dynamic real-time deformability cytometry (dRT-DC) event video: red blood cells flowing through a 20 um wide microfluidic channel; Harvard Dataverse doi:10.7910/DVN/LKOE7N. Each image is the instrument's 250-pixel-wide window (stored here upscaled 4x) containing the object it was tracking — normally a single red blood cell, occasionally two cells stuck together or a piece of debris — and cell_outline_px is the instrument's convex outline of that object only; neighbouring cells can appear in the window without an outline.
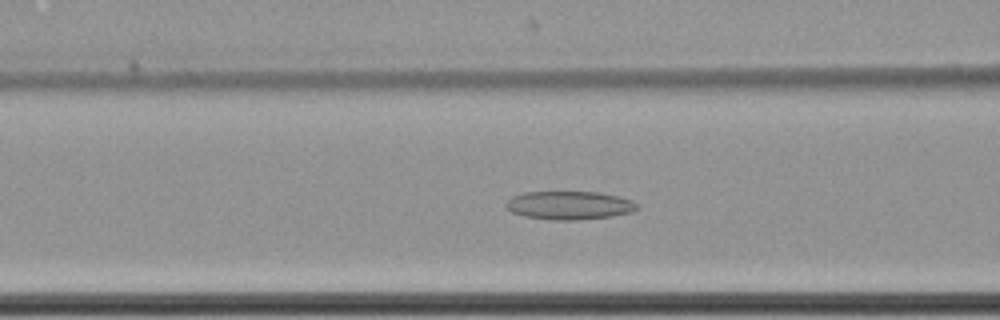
{"species": "common noctule bat (a hibernating species)", "species_latin": "Nyctalus noctula", "temperature_condition": "cold", "stored_images_in_passage": 50, "camera_frame_rate_fps": 3000, "um_per_image_px": 0.085, "animal": {"sex": "female", "body_mass_g": 22.7, "forearm_length_mm": 54.2}, "frame": {"image": 1, "passage_image": 15, "time_ms": 4.667, "image_size_px": [1000, 320], "cell_outline_px": [[640, 208], [632, 212], [612, 216], [576, 220], [552, 220], [524, 216], [512, 212], [504, 204], [512, 196], [524, 192], [600, 192], [620, 196], [632, 200]], "centroid_in_image_um": [48.41, 17.45], "position_along_channel_um": 118.2, "area_um2": 21.79}}
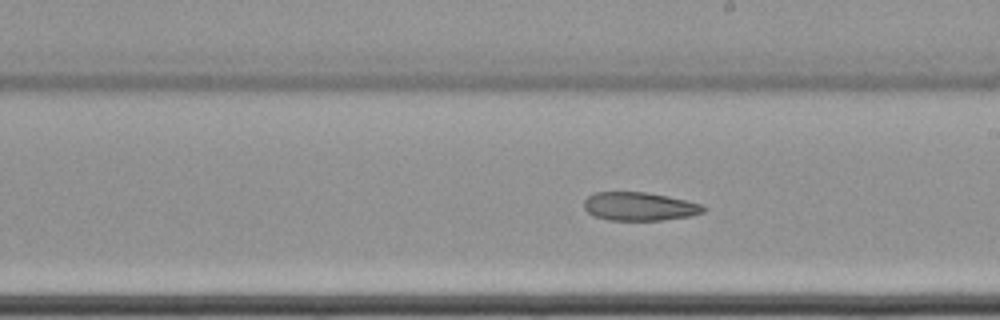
{"frame": {"image": 2, "passage_image": 25, "time_ms": 8.0, "image_size_px": [1000, 320], "cell_outline_px": [[704, 212], [692, 216], [660, 220], [608, 220], [592, 216], [584, 208], [584, 200], [588, 196], [596, 192], [648, 192], [668, 196], [700, 204], [704, 208]], "centroid_in_image_um": [54.31, 17.55], "position_along_channel_um": 234.7, "area_um2": 19.77}}
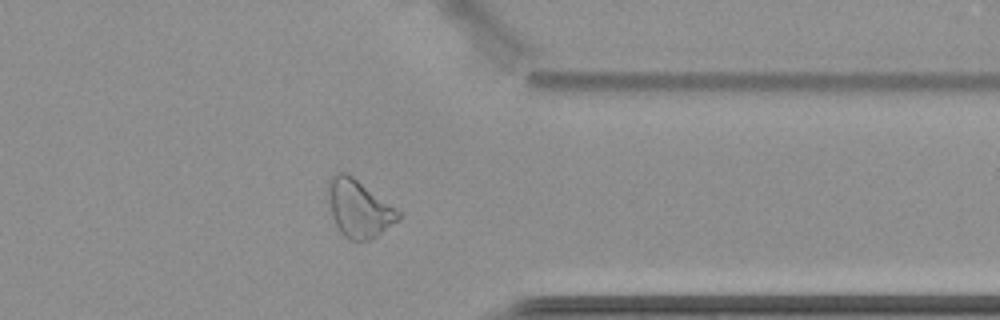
{"frame": {"image": 3, "passage_image": 38, "time_ms": 12.333, "image_size_px": [1000, 320], "cell_outline_px": [[400, 220], [372, 240], [348, 240], [340, 232], [332, 216], [328, 200], [328, 180], [336, 172], [344, 172], [352, 176], [400, 212]], "centroid_in_image_um": [30.49, 17.75], "position_along_channel_um": 380.9, "area_um2": 23.29}}